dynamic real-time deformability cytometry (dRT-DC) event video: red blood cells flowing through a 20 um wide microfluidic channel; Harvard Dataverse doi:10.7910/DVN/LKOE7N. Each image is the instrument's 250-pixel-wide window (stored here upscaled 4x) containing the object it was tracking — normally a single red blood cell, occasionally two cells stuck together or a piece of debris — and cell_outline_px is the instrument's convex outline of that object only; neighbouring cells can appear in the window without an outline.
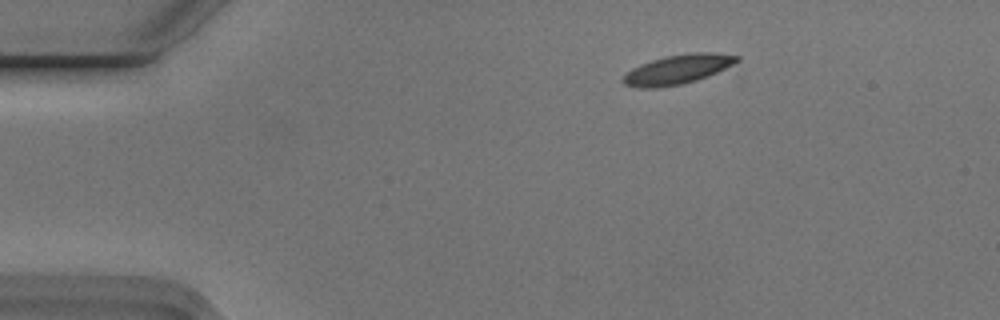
{"species": "Egyptian fruit bat (a non-hibernating species)", "species_latin": "Rousettus aegyptiacus", "temperature_condition": "cold", "stored_images_in_passage": 5, "camera_frame_rate_fps": 3000, "um_per_image_px": 0.085, "animal": {"sex": "male"}, "frame": {"image": 1, "passage_image": 3, "time_ms": 0.667, "image_size_px": [1000, 320], "cell_outline_px": [[740, 60], [716, 72], [696, 80], [680, 84], [656, 88], [640, 88], [624, 84], [620, 80], [632, 68], [640, 64], [664, 56], [692, 52], [716, 52], [740, 56]], "centroid_in_image_um": [57.58, 5.88], "position_along_channel_um": 27.4, "area_um2": 19.36}}